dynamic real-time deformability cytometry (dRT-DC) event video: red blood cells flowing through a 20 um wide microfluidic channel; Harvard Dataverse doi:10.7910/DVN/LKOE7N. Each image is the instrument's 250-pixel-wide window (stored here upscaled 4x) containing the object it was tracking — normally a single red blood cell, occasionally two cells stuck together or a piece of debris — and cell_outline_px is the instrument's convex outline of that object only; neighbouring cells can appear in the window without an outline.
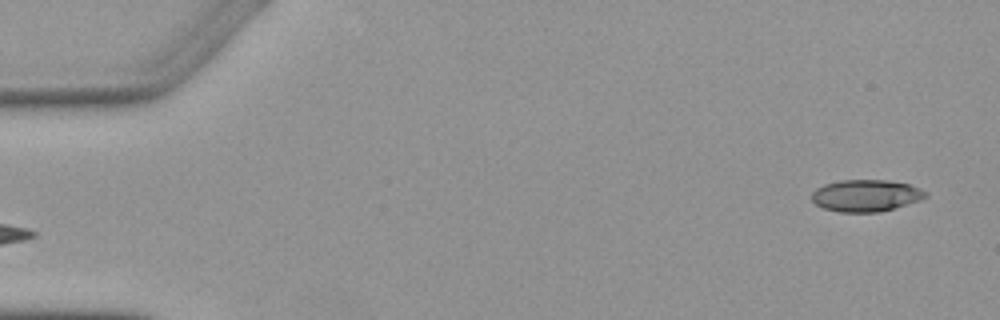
{"species": "Egyptian fruit bat (a non-hibernating species)", "species_latin": "Rousettus aegyptiacus", "temperature_condition": "warm", "stored_images_in_passage": 2, "segment_of_instrument_passage": [2, 2], "camera_frame_rate_fps": 3000, "um_per_image_px": 0.085, "animal": {"sex": "female"}, "frame": {"image": 1, "passage_image": 2, "time_ms": 1.333, "image_size_px": [1000, 320], "cell_outline_px": [[928, 196], [920, 200], [880, 212], [840, 212], [824, 208], [816, 204], [812, 200], [812, 192], [816, 188], [824, 184], [840, 180], [888, 180], [908, 184], [920, 188], [928, 192]], "centroid_in_image_um": [73.61, 16.62], "position_along_channel_um": 11.4, "area_um2": 21.15}}